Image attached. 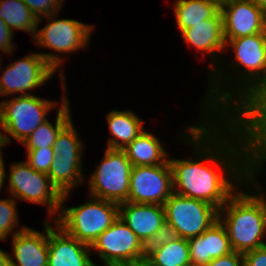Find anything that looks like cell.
I'll list each match as a JSON object with an SVG mask.
<instances>
[{"label": "cell", "mask_w": 266, "mask_h": 266, "mask_svg": "<svg viewBox=\"0 0 266 266\" xmlns=\"http://www.w3.org/2000/svg\"><path fill=\"white\" fill-rule=\"evenodd\" d=\"M166 222L171 224L184 239L197 237L218 220V209L199 199L176 193L164 203Z\"/></svg>", "instance_id": "obj_10"}, {"label": "cell", "mask_w": 266, "mask_h": 266, "mask_svg": "<svg viewBox=\"0 0 266 266\" xmlns=\"http://www.w3.org/2000/svg\"><path fill=\"white\" fill-rule=\"evenodd\" d=\"M10 254L0 248V266H10Z\"/></svg>", "instance_id": "obj_38"}, {"label": "cell", "mask_w": 266, "mask_h": 266, "mask_svg": "<svg viewBox=\"0 0 266 266\" xmlns=\"http://www.w3.org/2000/svg\"><path fill=\"white\" fill-rule=\"evenodd\" d=\"M255 5L260 6L266 10V0H250Z\"/></svg>", "instance_id": "obj_39"}, {"label": "cell", "mask_w": 266, "mask_h": 266, "mask_svg": "<svg viewBox=\"0 0 266 266\" xmlns=\"http://www.w3.org/2000/svg\"><path fill=\"white\" fill-rule=\"evenodd\" d=\"M17 201L12 196L5 199H0V240L6 241L9 236L16 235L19 231L23 230L26 226H20V229L14 230L19 227V218L17 212ZM15 231V232H14ZM13 233V234H12Z\"/></svg>", "instance_id": "obj_28"}, {"label": "cell", "mask_w": 266, "mask_h": 266, "mask_svg": "<svg viewBox=\"0 0 266 266\" xmlns=\"http://www.w3.org/2000/svg\"><path fill=\"white\" fill-rule=\"evenodd\" d=\"M91 266H98L95 263H93ZM103 266H122V265H115V264H103Z\"/></svg>", "instance_id": "obj_42"}, {"label": "cell", "mask_w": 266, "mask_h": 266, "mask_svg": "<svg viewBox=\"0 0 266 266\" xmlns=\"http://www.w3.org/2000/svg\"><path fill=\"white\" fill-rule=\"evenodd\" d=\"M119 218L144 242L166 222L163 205L123 202Z\"/></svg>", "instance_id": "obj_19"}, {"label": "cell", "mask_w": 266, "mask_h": 266, "mask_svg": "<svg viewBox=\"0 0 266 266\" xmlns=\"http://www.w3.org/2000/svg\"><path fill=\"white\" fill-rule=\"evenodd\" d=\"M43 226H45L44 234L26 226L12 236L14 257L10 256V266H48L47 218Z\"/></svg>", "instance_id": "obj_17"}, {"label": "cell", "mask_w": 266, "mask_h": 266, "mask_svg": "<svg viewBox=\"0 0 266 266\" xmlns=\"http://www.w3.org/2000/svg\"><path fill=\"white\" fill-rule=\"evenodd\" d=\"M7 192L15 200L44 205L49 216L56 219L61 207L62 194L51 183L46 173L34 170L25 160L10 166ZM54 215V217H53Z\"/></svg>", "instance_id": "obj_8"}, {"label": "cell", "mask_w": 266, "mask_h": 266, "mask_svg": "<svg viewBox=\"0 0 266 266\" xmlns=\"http://www.w3.org/2000/svg\"><path fill=\"white\" fill-rule=\"evenodd\" d=\"M14 32L7 26L4 20L0 18V50L4 54H14L13 34Z\"/></svg>", "instance_id": "obj_32"}, {"label": "cell", "mask_w": 266, "mask_h": 266, "mask_svg": "<svg viewBox=\"0 0 266 266\" xmlns=\"http://www.w3.org/2000/svg\"><path fill=\"white\" fill-rule=\"evenodd\" d=\"M179 238L178 231L171 224L165 222L155 234L143 242L142 258H148L164 244Z\"/></svg>", "instance_id": "obj_29"}, {"label": "cell", "mask_w": 266, "mask_h": 266, "mask_svg": "<svg viewBox=\"0 0 266 266\" xmlns=\"http://www.w3.org/2000/svg\"><path fill=\"white\" fill-rule=\"evenodd\" d=\"M245 266H266V245L243 254Z\"/></svg>", "instance_id": "obj_34"}, {"label": "cell", "mask_w": 266, "mask_h": 266, "mask_svg": "<svg viewBox=\"0 0 266 266\" xmlns=\"http://www.w3.org/2000/svg\"><path fill=\"white\" fill-rule=\"evenodd\" d=\"M230 47L234 51L235 61L232 60L229 66L234 64L233 71L238 73L229 75L223 72L221 66L210 73L208 93L200 104L202 114L199 116L202 118L227 117L260 84L266 82V33L228 40L225 51Z\"/></svg>", "instance_id": "obj_2"}, {"label": "cell", "mask_w": 266, "mask_h": 266, "mask_svg": "<svg viewBox=\"0 0 266 266\" xmlns=\"http://www.w3.org/2000/svg\"><path fill=\"white\" fill-rule=\"evenodd\" d=\"M147 259L154 266H191L188 239L180 237L164 244Z\"/></svg>", "instance_id": "obj_26"}, {"label": "cell", "mask_w": 266, "mask_h": 266, "mask_svg": "<svg viewBox=\"0 0 266 266\" xmlns=\"http://www.w3.org/2000/svg\"><path fill=\"white\" fill-rule=\"evenodd\" d=\"M257 173H261V170H257V169H251L250 172L248 173L247 177H246V181L252 185L251 188H255V190L263 197V200L265 202V207H266V196L265 194H263L259 183L256 181H258L257 179H255V176H257ZM256 183V184H255Z\"/></svg>", "instance_id": "obj_35"}, {"label": "cell", "mask_w": 266, "mask_h": 266, "mask_svg": "<svg viewBox=\"0 0 266 266\" xmlns=\"http://www.w3.org/2000/svg\"><path fill=\"white\" fill-rule=\"evenodd\" d=\"M65 57L58 53L33 52L20 60L10 63L0 77V97L33 95L31 90L43 86L60 70V76L66 78L62 69ZM63 71V72H62Z\"/></svg>", "instance_id": "obj_5"}, {"label": "cell", "mask_w": 266, "mask_h": 266, "mask_svg": "<svg viewBox=\"0 0 266 266\" xmlns=\"http://www.w3.org/2000/svg\"><path fill=\"white\" fill-rule=\"evenodd\" d=\"M50 221L48 220V266H91V247L67 234L56 222L52 226Z\"/></svg>", "instance_id": "obj_15"}, {"label": "cell", "mask_w": 266, "mask_h": 266, "mask_svg": "<svg viewBox=\"0 0 266 266\" xmlns=\"http://www.w3.org/2000/svg\"><path fill=\"white\" fill-rule=\"evenodd\" d=\"M132 163L120 149L105 148L88 180L89 195L115 203L127 202Z\"/></svg>", "instance_id": "obj_9"}, {"label": "cell", "mask_w": 266, "mask_h": 266, "mask_svg": "<svg viewBox=\"0 0 266 266\" xmlns=\"http://www.w3.org/2000/svg\"><path fill=\"white\" fill-rule=\"evenodd\" d=\"M216 2H218L220 5H223L229 1H233V0H215Z\"/></svg>", "instance_id": "obj_41"}, {"label": "cell", "mask_w": 266, "mask_h": 266, "mask_svg": "<svg viewBox=\"0 0 266 266\" xmlns=\"http://www.w3.org/2000/svg\"><path fill=\"white\" fill-rule=\"evenodd\" d=\"M62 81V99L60 107L58 109L54 125L46 120L40 124L23 142L22 144L26 147V151L38 148L53 147L59 132L72 120L71 107L69 106V99L67 98V91L65 86V78L60 77ZM66 89V90H65Z\"/></svg>", "instance_id": "obj_20"}, {"label": "cell", "mask_w": 266, "mask_h": 266, "mask_svg": "<svg viewBox=\"0 0 266 266\" xmlns=\"http://www.w3.org/2000/svg\"><path fill=\"white\" fill-rule=\"evenodd\" d=\"M90 247L103 264L124 265L142 258L143 242L118 218Z\"/></svg>", "instance_id": "obj_13"}, {"label": "cell", "mask_w": 266, "mask_h": 266, "mask_svg": "<svg viewBox=\"0 0 266 266\" xmlns=\"http://www.w3.org/2000/svg\"><path fill=\"white\" fill-rule=\"evenodd\" d=\"M0 131H2L1 128H0ZM4 146H5V144H4V141H3L2 132H0V155H3L1 150L3 149Z\"/></svg>", "instance_id": "obj_40"}, {"label": "cell", "mask_w": 266, "mask_h": 266, "mask_svg": "<svg viewBox=\"0 0 266 266\" xmlns=\"http://www.w3.org/2000/svg\"><path fill=\"white\" fill-rule=\"evenodd\" d=\"M186 130L180 133V138L194 148L193 155L197 156L169 158L173 192L205 201L219 210L246 181L251 170L242 135L223 116H204Z\"/></svg>", "instance_id": "obj_1"}, {"label": "cell", "mask_w": 266, "mask_h": 266, "mask_svg": "<svg viewBox=\"0 0 266 266\" xmlns=\"http://www.w3.org/2000/svg\"><path fill=\"white\" fill-rule=\"evenodd\" d=\"M2 54H0V56H1ZM0 59H2L1 57H0ZM2 66H1V60H0V71L2 70V68H1Z\"/></svg>", "instance_id": "obj_43"}, {"label": "cell", "mask_w": 266, "mask_h": 266, "mask_svg": "<svg viewBox=\"0 0 266 266\" xmlns=\"http://www.w3.org/2000/svg\"><path fill=\"white\" fill-rule=\"evenodd\" d=\"M69 193L62 194L61 207L54 220L67 234L91 246L119 218V204L90 196L84 204L64 208Z\"/></svg>", "instance_id": "obj_4"}, {"label": "cell", "mask_w": 266, "mask_h": 266, "mask_svg": "<svg viewBox=\"0 0 266 266\" xmlns=\"http://www.w3.org/2000/svg\"><path fill=\"white\" fill-rule=\"evenodd\" d=\"M105 118L112 136L107 142L109 149L123 150L145 130L144 121L132 110H112Z\"/></svg>", "instance_id": "obj_21"}, {"label": "cell", "mask_w": 266, "mask_h": 266, "mask_svg": "<svg viewBox=\"0 0 266 266\" xmlns=\"http://www.w3.org/2000/svg\"><path fill=\"white\" fill-rule=\"evenodd\" d=\"M206 266H245L244 256L238 252H231L227 255L213 259Z\"/></svg>", "instance_id": "obj_33"}, {"label": "cell", "mask_w": 266, "mask_h": 266, "mask_svg": "<svg viewBox=\"0 0 266 266\" xmlns=\"http://www.w3.org/2000/svg\"><path fill=\"white\" fill-rule=\"evenodd\" d=\"M191 266H206L213 259L233 252L224 225L218 219L197 237L188 239Z\"/></svg>", "instance_id": "obj_18"}, {"label": "cell", "mask_w": 266, "mask_h": 266, "mask_svg": "<svg viewBox=\"0 0 266 266\" xmlns=\"http://www.w3.org/2000/svg\"><path fill=\"white\" fill-rule=\"evenodd\" d=\"M181 36L188 46L191 45L203 56L210 55L213 64L210 66L209 73L219 67L220 63L223 66L222 57L220 58L221 53L223 51L225 53L223 19H205L202 23L183 29Z\"/></svg>", "instance_id": "obj_16"}, {"label": "cell", "mask_w": 266, "mask_h": 266, "mask_svg": "<svg viewBox=\"0 0 266 266\" xmlns=\"http://www.w3.org/2000/svg\"><path fill=\"white\" fill-rule=\"evenodd\" d=\"M252 190L255 191L245 181L218 211V219L226 228L233 251L241 254L266 245L262 240L266 239L265 202Z\"/></svg>", "instance_id": "obj_3"}, {"label": "cell", "mask_w": 266, "mask_h": 266, "mask_svg": "<svg viewBox=\"0 0 266 266\" xmlns=\"http://www.w3.org/2000/svg\"><path fill=\"white\" fill-rule=\"evenodd\" d=\"M172 193L173 179L169 160L154 166H132L127 201L164 205Z\"/></svg>", "instance_id": "obj_12"}, {"label": "cell", "mask_w": 266, "mask_h": 266, "mask_svg": "<svg viewBox=\"0 0 266 266\" xmlns=\"http://www.w3.org/2000/svg\"><path fill=\"white\" fill-rule=\"evenodd\" d=\"M123 151L132 166H154L166 163L169 155L159 138L144 130Z\"/></svg>", "instance_id": "obj_22"}, {"label": "cell", "mask_w": 266, "mask_h": 266, "mask_svg": "<svg viewBox=\"0 0 266 266\" xmlns=\"http://www.w3.org/2000/svg\"><path fill=\"white\" fill-rule=\"evenodd\" d=\"M225 43L258 33H266V10L250 0H233L221 5Z\"/></svg>", "instance_id": "obj_14"}, {"label": "cell", "mask_w": 266, "mask_h": 266, "mask_svg": "<svg viewBox=\"0 0 266 266\" xmlns=\"http://www.w3.org/2000/svg\"><path fill=\"white\" fill-rule=\"evenodd\" d=\"M84 146L71 120L57 135L53 148L55 155L83 156Z\"/></svg>", "instance_id": "obj_27"}, {"label": "cell", "mask_w": 266, "mask_h": 266, "mask_svg": "<svg viewBox=\"0 0 266 266\" xmlns=\"http://www.w3.org/2000/svg\"><path fill=\"white\" fill-rule=\"evenodd\" d=\"M82 157L55 155L47 175L61 194L71 193L73 188L85 181Z\"/></svg>", "instance_id": "obj_24"}, {"label": "cell", "mask_w": 266, "mask_h": 266, "mask_svg": "<svg viewBox=\"0 0 266 266\" xmlns=\"http://www.w3.org/2000/svg\"><path fill=\"white\" fill-rule=\"evenodd\" d=\"M37 18V27L42 17L60 12L64 0H22Z\"/></svg>", "instance_id": "obj_31"}, {"label": "cell", "mask_w": 266, "mask_h": 266, "mask_svg": "<svg viewBox=\"0 0 266 266\" xmlns=\"http://www.w3.org/2000/svg\"><path fill=\"white\" fill-rule=\"evenodd\" d=\"M173 7L180 32L205 19H223L221 5L215 0H175Z\"/></svg>", "instance_id": "obj_23"}, {"label": "cell", "mask_w": 266, "mask_h": 266, "mask_svg": "<svg viewBox=\"0 0 266 266\" xmlns=\"http://www.w3.org/2000/svg\"><path fill=\"white\" fill-rule=\"evenodd\" d=\"M122 266H154L147 258H140Z\"/></svg>", "instance_id": "obj_37"}, {"label": "cell", "mask_w": 266, "mask_h": 266, "mask_svg": "<svg viewBox=\"0 0 266 266\" xmlns=\"http://www.w3.org/2000/svg\"><path fill=\"white\" fill-rule=\"evenodd\" d=\"M57 105L56 101L34 94L13 96L0 102V128L5 146L11 143L10 137L22 143L40 124L48 120V112Z\"/></svg>", "instance_id": "obj_7"}, {"label": "cell", "mask_w": 266, "mask_h": 266, "mask_svg": "<svg viewBox=\"0 0 266 266\" xmlns=\"http://www.w3.org/2000/svg\"><path fill=\"white\" fill-rule=\"evenodd\" d=\"M227 117L242 135L251 169L262 170L266 161V82L260 84Z\"/></svg>", "instance_id": "obj_6"}, {"label": "cell", "mask_w": 266, "mask_h": 266, "mask_svg": "<svg viewBox=\"0 0 266 266\" xmlns=\"http://www.w3.org/2000/svg\"><path fill=\"white\" fill-rule=\"evenodd\" d=\"M26 162L36 171L48 174L55 159L53 147L38 148L26 151Z\"/></svg>", "instance_id": "obj_30"}, {"label": "cell", "mask_w": 266, "mask_h": 266, "mask_svg": "<svg viewBox=\"0 0 266 266\" xmlns=\"http://www.w3.org/2000/svg\"><path fill=\"white\" fill-rule=\"evenodd\" d=\"M5 175H6V170H5L3 155H0V193L5 184V178H6Z\"/></svg>", "instance_id": "obj_36"}, {"label": "cell", "mask_w": 266, "mask_h": 266, "mask_svg": "<svg viewBox=\"0 0 266 266\" xmlns=\"http://www.w3.org/2000/svg\"><path fill=\"white\" fill-rule=\"evenodd\" d=\"M0 18L13 32L24 31L34 38L37 18L22 0H0Z\"/></svg>", "instance_id": "obj_25"}, {"label": "cell", "mask_w": 266, "mask_h": 266, "mask_svg": "<svg viewBox=\"0 0 266 266\" xmlns=\"http://www.w3.org/2000/svg\"><path fill=\"white\" fill-rule=\"evenodd\" d=\"M57 14L58 12L43 17L48 23L40 30L37 27L33 42L36 46L49 51L52 49L61 56L84 50L91 43L89 40L95 27L74 19H56Z\"/></svg>", "instance_id": "obj_11"}]
</instances>
